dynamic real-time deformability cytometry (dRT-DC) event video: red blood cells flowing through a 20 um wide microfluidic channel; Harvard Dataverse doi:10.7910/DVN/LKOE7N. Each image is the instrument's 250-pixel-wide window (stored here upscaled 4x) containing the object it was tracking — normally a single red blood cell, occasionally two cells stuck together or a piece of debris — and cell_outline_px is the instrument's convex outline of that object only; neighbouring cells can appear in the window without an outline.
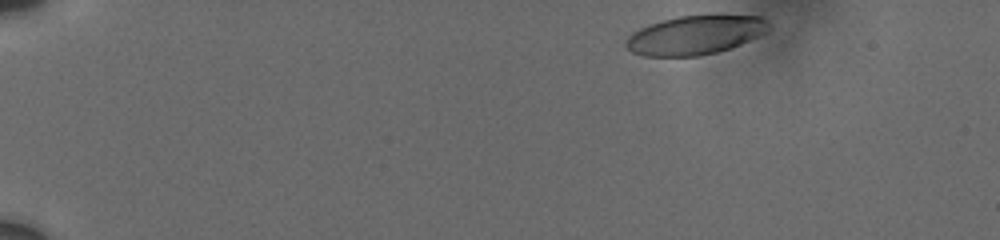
{"species": "human", "species_latin": "Homo sapiens", "temperature_condition": "cold", "stored_images_in_passage": 10, "camera_frame_rate_fps": 3000, "um_per_image_px": 0.085, "donor": {"sex": "male"}, "frame": {"image": 1, "passage_image": 1, "time_ms": 0.0, "image_size_px": [1000, 240], "cell_outline_px": [[768, 28], [764, 32], [740, 44], [716, 52], [700, 56], [644, 56], [632, 52], [624, 44], [624, 40], [632, 32], [648, 24], [680, 16], [760, 16], [768, 24]], "centroid_in_image_um": [58.99, 2.99], "position_along_channel_um": 26.0, "area_um2": 31.79}}
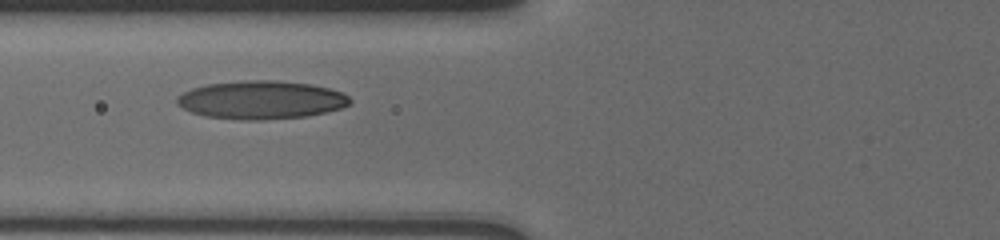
{"frame": {"image": 2, "passage_image": 6, "time_ms": 5.333, "image_size_px": [1000, 240], "cell_outline_px": [[352, 100], [348, 104], [340, 108], [324, 112], [304, 116], [264, 120], [248, 120], [208, 116], [192, 112], [176, 104], [176, 96], [192, 88], [208, 84], [244, 80], [276, 80], [308, 84], [328, 88], [340, 92], [348, 96]], "centroid_in_image_um": [22.17, 8.48], "position_along_channel_um": 103.6, "area_um2": 38.15}}
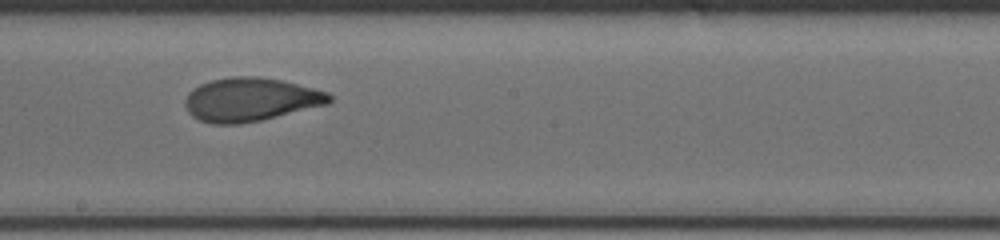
{"frame": {"image": 3, "passage_image": 9, "time_ms": 8.667, "image_size_px": [1000, 240], "cell_outline_px": [[332, 100], [328, 104], [260, 120], [240, 124], [212, 124], [200, 120], [192, 116], [188, 112], [184, 104], [184, 100], [188, 92], [200, 84], [212, 80], [232, 76], [256, 76], [280, 80], [328, 92], [332, 96]], "centroid_in_image_um": [21.26, 8.46], "position_along_channel_um": 226.9, "area_um2": 36.47}}